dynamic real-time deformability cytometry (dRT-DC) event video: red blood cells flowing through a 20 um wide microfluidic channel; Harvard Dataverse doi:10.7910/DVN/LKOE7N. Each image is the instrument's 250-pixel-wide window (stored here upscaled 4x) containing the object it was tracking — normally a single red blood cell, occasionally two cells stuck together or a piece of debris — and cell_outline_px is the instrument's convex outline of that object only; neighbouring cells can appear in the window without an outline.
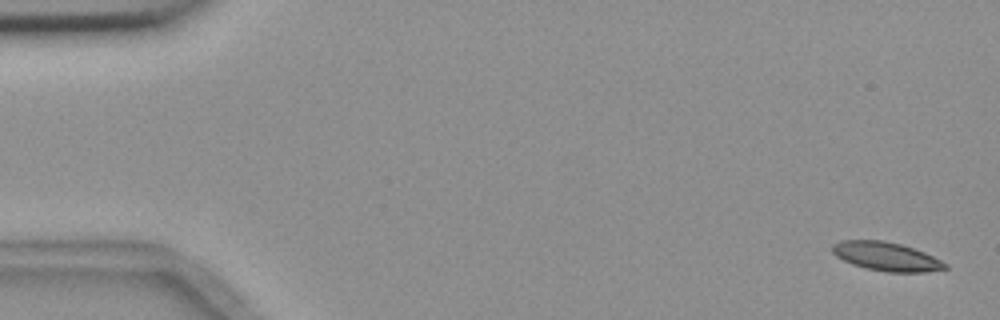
{"species": "common noctule bat (a hibernating species)", "species_latin": "Nyctalus noctula", "temperature_condition": "room temperature", "stored_images_in_passage": 3, "camera_frame_rate_fps": 3000, "um_per_image_px": 0.085, "animal": {"sex": "female", "body_mass_g": 18.4}, "frame": {"image": 1, "passage_image": 3, "time_ms": 3.0, "image_size_px": [1000, 320], "cell_outline_px": [[948, 268], [924, 272], [884, 272], [852, 264], [836, 256], [832, 252], [832, 244], [840, 240], [884, 240], [900, 244], [924, 252], [948, 264]], "centroid_in_image_um": [75.32, 21.79], "position_along_channel_um": 9.7, "area_um2": 18.79}}